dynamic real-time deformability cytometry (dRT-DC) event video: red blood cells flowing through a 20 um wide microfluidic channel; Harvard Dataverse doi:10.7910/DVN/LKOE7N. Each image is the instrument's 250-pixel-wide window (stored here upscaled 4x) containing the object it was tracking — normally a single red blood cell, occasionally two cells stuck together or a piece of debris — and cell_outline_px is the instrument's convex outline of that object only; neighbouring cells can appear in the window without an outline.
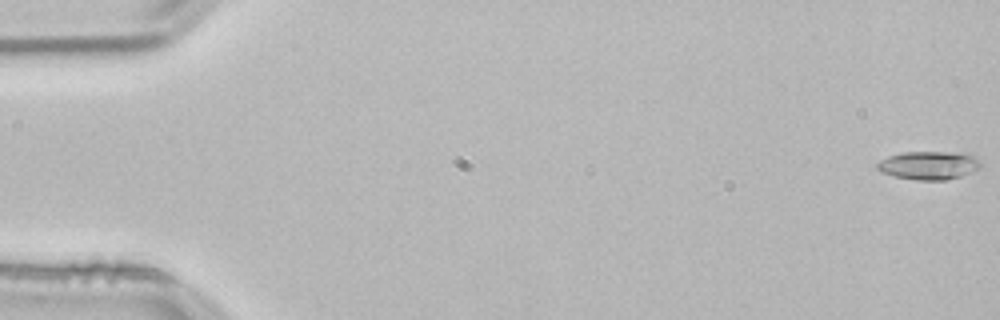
{"species": "common noctule bat (a hibernating species)", "species_latin": "Nyctalus noctula", "temperature_condition": "room temperature", "stored_images_in_passage": 54, "camera_frame_rate_fps": 3000, "um_per_image_px": 0.085, "animal": {"sex": "male", "body_mass_g": 21.5, "forearm_length_mm": 52.0}, "frame": {"image": 1, "passage_image": 1, "time_ms": 0.0, "image_size_px": [1000, 320], "cell_outline_px": [[980, 168], [960, 176], [944, 180], [916, 180], [896, 176], [880, 172], [876, 168], [876, 164], [880, 160], [888, 156], [900, 152], [964, 152], [980, 160]], "centroid_in_image_um": [78.92, 14.04], "position_along_channel_um": 6.1, "area_um2": 17.11}}
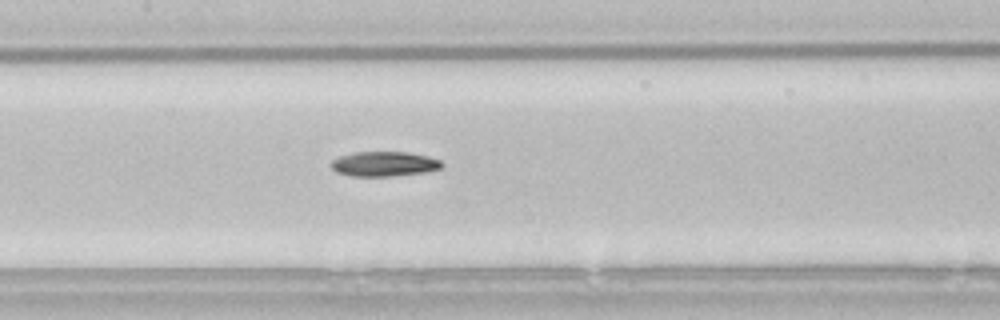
{"frame": {"image": 2, "passage_image": 26, "time_ms": 8.333, "image_size_px": [1000, 320], "cell_outline_px": [[444, 164], [440, 168], [428, 172], [392, 176], [352, 176], [336, 172], [328, 164], [332, 160], [340, 156], [356, 152], [408, 152], [428, 156], [440, 160]], "centroid_in_image_um": [32.65, 13.94], "position_along_channel_um": 174.7, "area_um2": 16.13}}
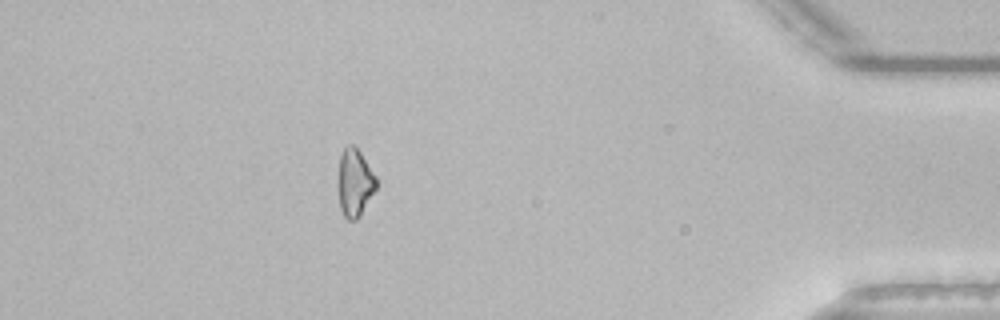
{"frame": {"image": 3, "passage_image": 48, "time_ms": 15.667, "image_size_px": [1000, 320], "cell_outline_px": [[376, 188], [360, 216], [356, 220], [348, 220], [344, 216], [340, 208], [336, 188], [336, 184], [340, 156], [344, 148], [348, 144], [352, 144], [360, 152], [376, 176]], "centroid_in_image_um": [30.11, 15.54], "position_along_channel_um": 405.1, "area_um2": 15.32}, "authors_computed_cell_mechanics": {"area_um2": 15.8372, "velocity_mm_per_s": 3.8157, "shape_relaxation_time_tau1_ms": 5.4894, "shape_relaxation_time_tau2_ms": null, "deformation_change_tau1": 0.1635, "deformation_change_tau2": null}}